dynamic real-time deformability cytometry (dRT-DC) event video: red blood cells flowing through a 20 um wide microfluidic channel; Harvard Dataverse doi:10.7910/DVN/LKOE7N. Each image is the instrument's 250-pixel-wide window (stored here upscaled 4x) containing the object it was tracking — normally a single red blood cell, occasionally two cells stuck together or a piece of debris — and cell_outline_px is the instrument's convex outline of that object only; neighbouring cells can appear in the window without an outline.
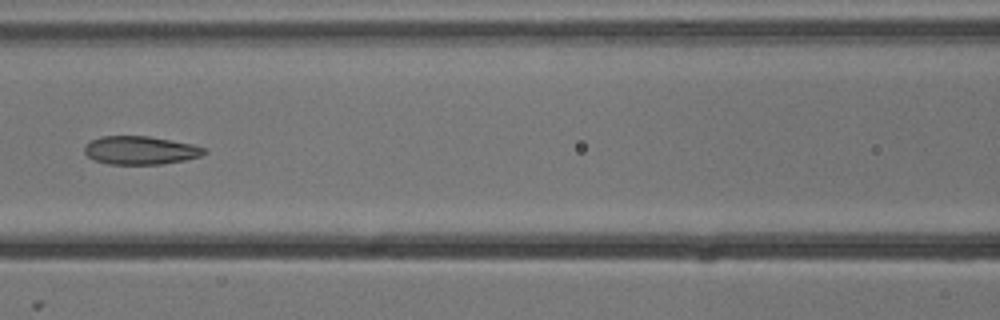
{"species": "common noctule bat (a hibernating species)", "species_latin": "Nyctalus noctula", "temperature_condition": "cold", "stored_images_in_passage": 7, "camera_frame_rate_fps": 3000, "um_per_image_px": 0.085, "animal": {"sex": "male", "body_mass_g": 13.3}, "frame": {"image": 1, "passage_image": 6, "time_ms": 1.667, "image_size_px": [1000, 320], "cell_outline_px": [[208, 152], [200, 156], [184, 160], [164, 164], [108, 164], [96, 160], [88, 156], [84, 152], [84, 144], [100, 136], [148, 136], [192, 144], [208, 148]], "centroid_in_image_um": [11.95, 12.77], "position_along_channel_um": 154.7, "area_um2": 19.83}}
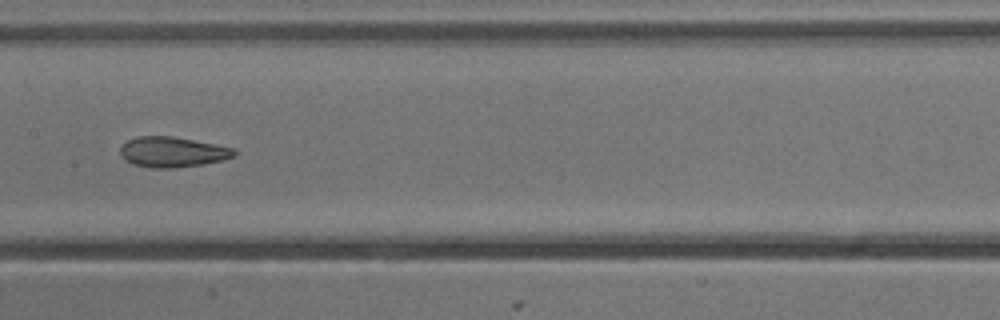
{"frame": {"image": 2, "passage_image": 7, "time_ms": 2.0, "image_size_px": [1000, 320], "cell_outline_px": [[236, 156], [224, 160], [204, 164], [172, 168], [152, 168], [132, 164], [124, 160], [120, 156], [120, 148], [128, 140], [136, 136], [172, 136], [232, 148], [236, 152]], "centroid_in_image_um": [14.62, 12.93], "position_along_channel_um": 192.8, "area_um2": 20.11}}